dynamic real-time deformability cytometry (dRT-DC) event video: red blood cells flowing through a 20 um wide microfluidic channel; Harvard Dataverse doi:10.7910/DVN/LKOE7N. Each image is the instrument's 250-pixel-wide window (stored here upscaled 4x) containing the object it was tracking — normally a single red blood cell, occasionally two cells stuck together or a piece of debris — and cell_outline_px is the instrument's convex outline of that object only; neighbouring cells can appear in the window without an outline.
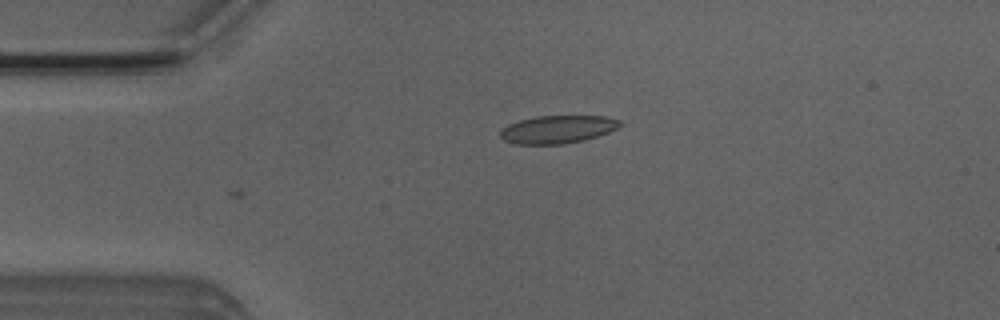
{"species": "Egyptian fruit bat (a non-hibernating species)", "species_latin": "Rousettus aegyptiacus", "temperature_condition": "room temperature", "stored_images_in_passage": 5, "camera_frame_rate_fps": 3000, "um_per_image_px": 0.085, "animal": {"sex": "male"}, "frame": {"image": 1, "passage_image": 5, "time_ms": 4.667, "image_size_px": [1000, 320], "cell_outline_px": [[620, 124], [616, 128], [608, 132], [584, 140], [564, 144], [516, 144], [504, 140], [500, 136], [500, 132], [508, 124], [520, 120], [536, 116], [604, 116], [620, 120]], "centroid_in_image_um": [47.37, 11.0], "position_along_channel_um": 37.6, "area_um2": 19.25}}